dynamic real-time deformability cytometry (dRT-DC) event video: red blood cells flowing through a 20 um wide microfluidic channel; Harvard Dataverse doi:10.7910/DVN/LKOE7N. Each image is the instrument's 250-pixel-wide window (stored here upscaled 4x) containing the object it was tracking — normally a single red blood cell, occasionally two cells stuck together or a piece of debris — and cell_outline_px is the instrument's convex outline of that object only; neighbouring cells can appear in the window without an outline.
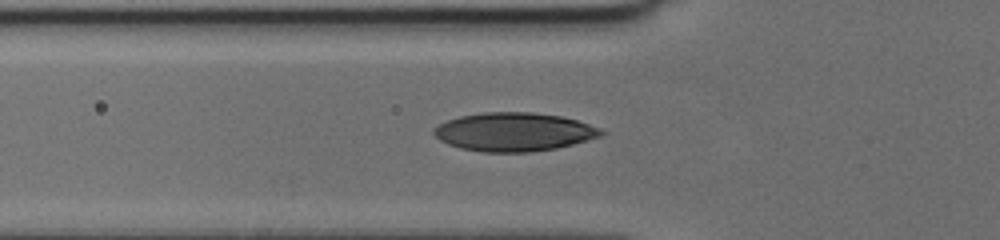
{"species": "human", "species_latin": "Homo sapiens", "temperature_condition": "cold", "stored_images_in_passage": 34, "camera_frame_rate_fps": 3000, "um_per_image_px": 0.085, "donor": {"sex": "female"}, "frame": {"image": 1, "passage_image": 6, "time_ms": 1.667, "image_size_px": [1000, 240], "cell_outline_px": [[604, 132], [600, 136], [588, 140], [556, 148], [532, 152], [480, 152], [460, 148], [448, 144], [440, 140], [432, 132], [440, 124], [448, 120], [460, 116], [484, 112], [532, 112], [560, 116], [576, 120], [600, 128]], "centroid_in_image_um": [43.68, 11.22], "position_along_channel_um": 82.1, "area_um2": 37.4}}
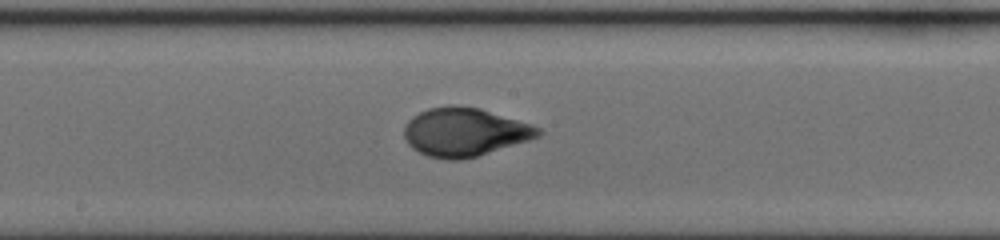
{"frame": {"image": 2, "passage_image": 15, "time_ms": 4.667, "image_size_px": [1000, 240], "cell_outline_px": [[544, 132], [540, 136], [528, 140], [476, 156], [460, 160], [444, 160], [428, 156], [412, 148], [408, 144], [404, 136], [404, 128], [408, 120], [412, 116], [428, 108], [448, 104], [456, 104], [480, 108], [532, 124], [540, 128]], "centroid_in_image_um": [39.48, 11.21], "position_along_channel_um": 208.7, "area_um2": 38.03}}
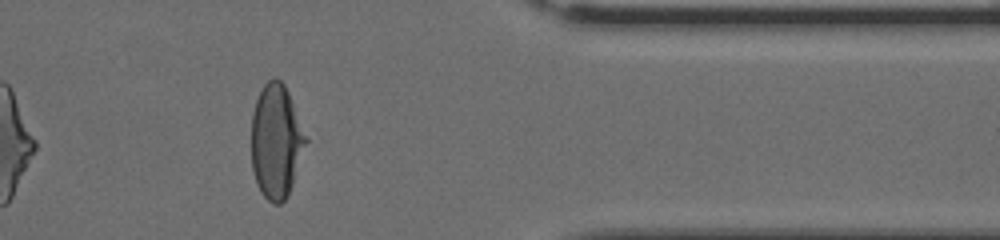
{"frame": {"image": 3, "passage_image": 29, "time_ms": 9.333, "image_size_px": [1000, 240], "cell_outline_px": [[308, 140], [288, 196], [280, 204], [272, 204], [260, 192], [252, 168], [252, 112], [256, 100], [264, 84], [272, 76], [276, 76], [284, 84], [288, 92], [308, 136]], "centroid_in_image_um": [23.49, 12.0], "position_along_channel_um": 387.9, "area_um2": 36.36}}